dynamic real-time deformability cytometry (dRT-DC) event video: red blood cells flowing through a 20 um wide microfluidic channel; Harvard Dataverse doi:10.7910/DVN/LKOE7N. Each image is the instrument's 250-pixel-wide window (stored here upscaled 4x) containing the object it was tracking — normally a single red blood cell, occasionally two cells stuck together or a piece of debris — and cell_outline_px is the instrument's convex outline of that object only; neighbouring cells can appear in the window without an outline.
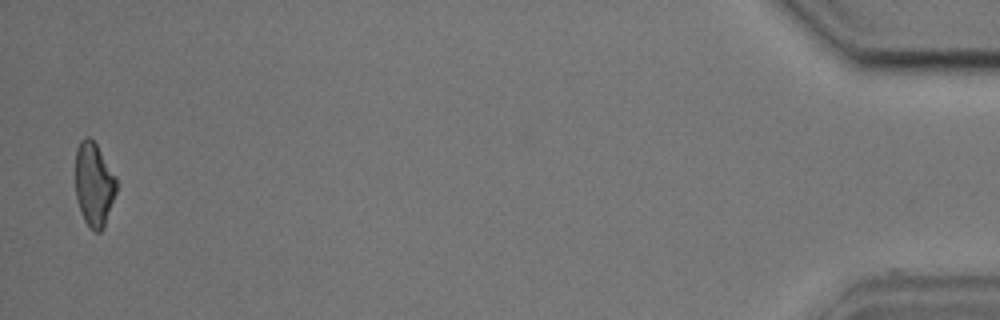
{"species": "common noctule bat (a hibernating species)", "species_latin": "Nyctalus noctula", "temperature_condition": "cold", "stored_images_in_passage": 44, "camera_frame_rate_fps": 3000, "um_per_image_px": 0.085, "animal": {"sex": "male", "body_mass_g": 17.9, "forearm_length_mm": 54.2}, "frame": {"image": 1, "passage_image": 43, "time_ms": 14.0, "image_size_px": [1000, 320], "cell_outline_px": [[116, 192], [104, 228], [100, 232], [96, 232], [84, 220], [76, 200], [76, 148], [80, 140], [84, 136], [88, 136], [96, 144], [116, 176]], "centroid_in_image_um": [7.98, 15.66], "position_along_channel_um": 427.2, "area_um2": 20.0}, "authors_computed_cell_mechanics": {"area_um2": 21.3571, "velocity_mm_per_s": 3.6003, "shape_relaxation_time_tau1_ms": 5.7167, "shape_relaxation_time_tau2_ms": 3.4743, "deformation_change_tau1": 0.1613, "deformation_change_tau2": 0.1057}}